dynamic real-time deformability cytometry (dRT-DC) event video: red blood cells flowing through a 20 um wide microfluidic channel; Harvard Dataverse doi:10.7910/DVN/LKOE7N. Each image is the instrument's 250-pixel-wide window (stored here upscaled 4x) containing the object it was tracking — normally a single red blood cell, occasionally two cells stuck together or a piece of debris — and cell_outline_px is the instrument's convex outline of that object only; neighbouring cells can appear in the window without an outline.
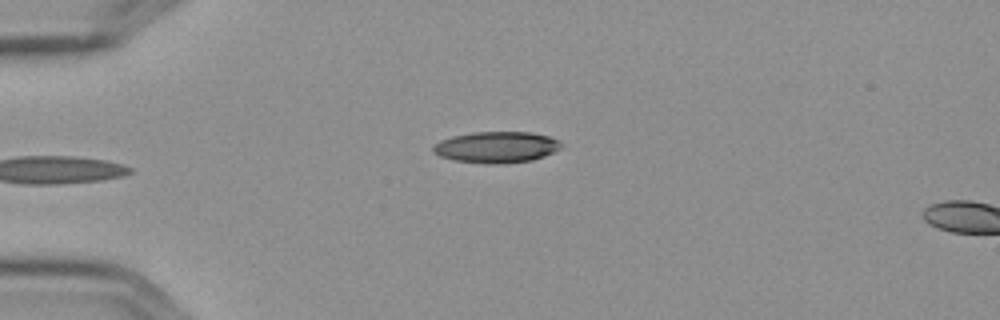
{"species": "Egyptian fruit bat (a non-hibernating species)", "species_latin": "Rousettus aegyptiacus", "temperature_condition": "cold", "stored_images_in_passage": 5, "camera_frame_rate_fps": 3000, "um_per_image_px": 0.085, "frame": {"image": 1, "passage_image": 5, "time_ms": 1.333, "image_size_px": [1000, 320], "cell_outline_px": [[560, 148], [544, 156], [532, 160], [504, 164], [484, 164], [456, 160], [440, 156], [432, 152], [432, 148], [440, 140], [452, 136], [472, 132], [532, 132], [548, 136], [560, 140]], "centroid_in_image_um": [42.19, 12.51], "position_along_channel_um": 42.8, "area_um2": 23.35}}